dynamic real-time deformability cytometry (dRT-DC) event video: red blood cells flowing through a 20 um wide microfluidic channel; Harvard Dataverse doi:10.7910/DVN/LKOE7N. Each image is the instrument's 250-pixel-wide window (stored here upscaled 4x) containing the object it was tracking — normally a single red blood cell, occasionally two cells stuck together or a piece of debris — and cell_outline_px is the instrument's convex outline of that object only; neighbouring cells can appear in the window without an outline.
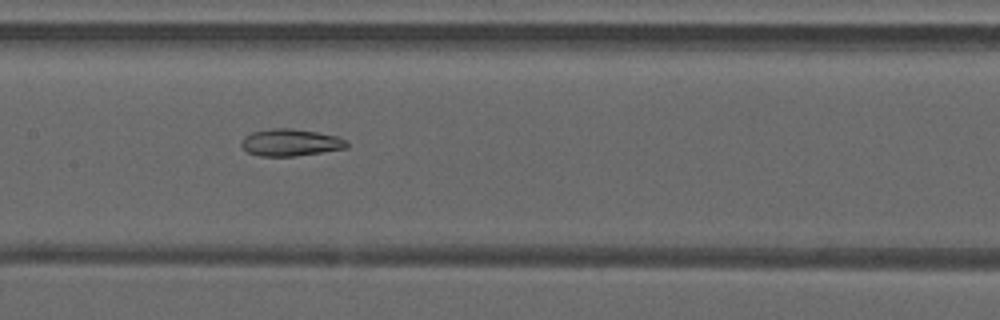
{"species": "common noctule bat (a hibernating species)", "species_latin": "Nyctalus noctula", "temperature_condition": "warm", "stored_images_in_passage": 49, "camera_frame_rate_fps": 3000, "um_per_image_px": 0.085, "animal": {"sex": "male", "forearm_length_mm": 52.5}, "frame": {"image": 1, "passage_image": 25, "time_ms": 8.0, "image_size_px": [1000, 320], "cell_outline_px": [[348, 148], [296, 156], [260, 156], [248, 152], [240, 144], [244, 136], [252, 132], [272, 128], [292, 128], [316, 132], [336, 136], [348, 140]], "centroid_in_image_um": [24.71, 12.11], "position_along_channel_um": 182.7, "area_um2": 16.65}}
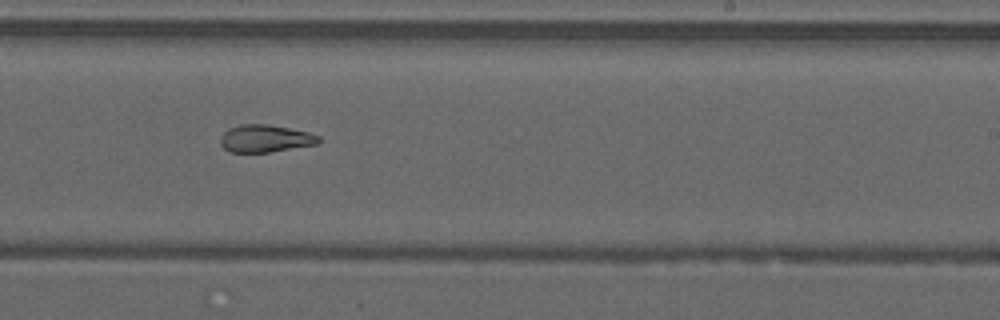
{"frame": {"image": 2, "passage_image": 31, "time_ms": 10.0, "image_size_px": [1000, 320], "cell_outline_px": [[320, 144], [268, 152], [228, 152], [220, 144], [220, 136], [228, 128], [240, 124], [268, 124], [308, 132], [320, 136]], "centroid_in_image_um": [22.54, 11.77], "position_along_channel_um": 266.5, "area_um2": 15.84}}
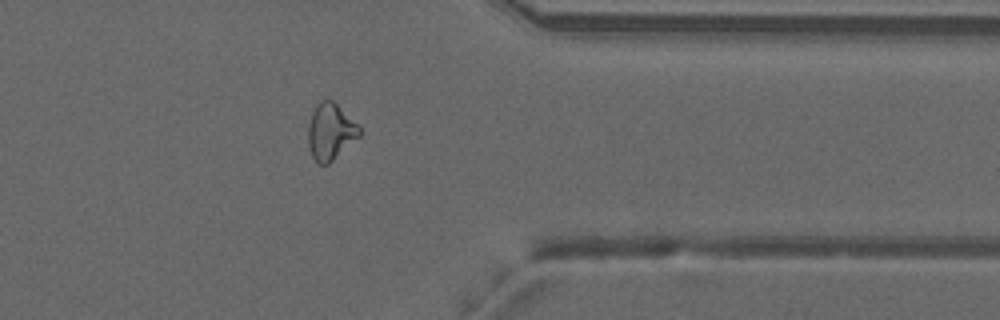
{"frame": {"image": 3, "passage_image": 40, "time_ms": 13.0, "image_size_px": [1000, 320], "cell_outline_px": [[360, 136], [328, 164], [320, 164], [312, 156], [308, 144], [308, 128], [312, 108], [320, 100], [332, 100], [360, 128]], "centroid_in_image_um": [28.05, 11.18], "position_along_channel_um": 383.3, "area_um2": 16.59}, "authors_computed_cell_mechanics": {"area_um2": 19.5942, "velocity_mm_per_s": 4.2113, "shape_relaxation_time_tau1_ms": null, "shape_relaxation_time_tau2_ms": 4.0102, "deformation_change_tau1": null, "deformation_change_tau2": 0.1308}}